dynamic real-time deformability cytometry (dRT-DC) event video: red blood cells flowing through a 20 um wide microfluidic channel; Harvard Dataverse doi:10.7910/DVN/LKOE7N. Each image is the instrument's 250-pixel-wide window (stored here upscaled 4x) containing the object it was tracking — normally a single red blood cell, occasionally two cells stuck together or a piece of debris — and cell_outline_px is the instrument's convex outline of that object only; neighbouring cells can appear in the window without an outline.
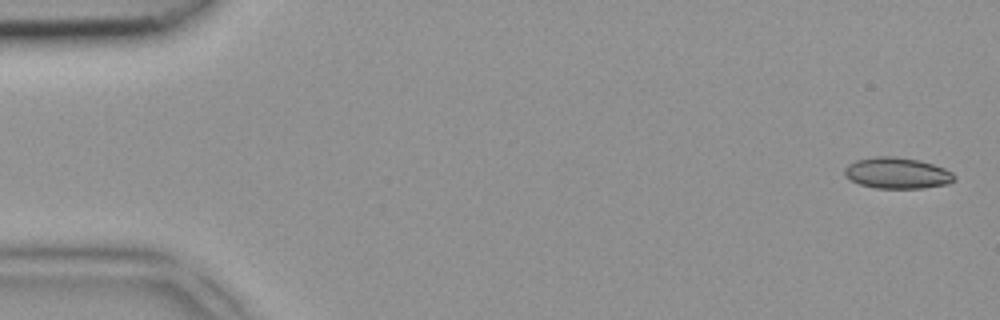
{"species": "common noctule bat (a hibernating species)", "species_latin": "Nyctalus noctula", "temperature_condition": "room temperature", "stored_images_in_passage": 4, "camera_frame_rate_fps": 3000, "um_per_image_px": 0.085, "animal": {"sex": "female", "body_mass_g": 18.4}, "frame": {"image": 1, "passage_image": 1, "time_ms": 0.0, "image_size_px": [1000, 320], "cell_outline_px": [[956, 180], [948, 184], [924, 188], [876, 188], [860, 184], [852, 180], [844, 172], [844, 168], [848, 164], [856, 160], [876, 156], [892, 156], [916, 160], [932, 164], [944, 168], [952, 172], [956, 176]], "centroid_in_image_um": [76.29, 14.71], "position_along_channel_um": 8.7, "area_um2": 19.77}}